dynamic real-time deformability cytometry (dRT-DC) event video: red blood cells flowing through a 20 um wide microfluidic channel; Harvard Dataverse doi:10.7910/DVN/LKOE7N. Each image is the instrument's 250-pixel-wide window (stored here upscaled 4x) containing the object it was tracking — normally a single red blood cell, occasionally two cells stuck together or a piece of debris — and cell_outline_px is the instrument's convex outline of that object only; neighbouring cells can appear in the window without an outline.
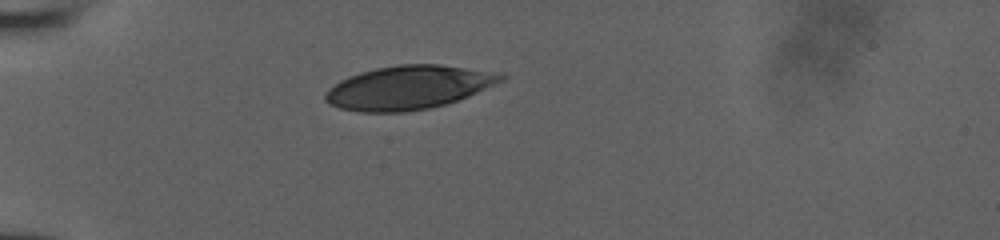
{"species": "human", "species_latin": "Homo sapiens", "temperature_condition": "room temperature", "stored_images_in_passage": 30, "camera_frame_rate_fps": 3000, "um_per_image_px": 0.085, "donor": {"sex": "male"}, "frame": {"image": 1, "passage_image": 1, "time_ms": 0.0, "image_size_px": [1000, 240], "cell_outline_px": [[508, 76], [504, 80], [468, 96], [444, 104], [428, 108], [404, 112], [360, 112], [340, 108], [328, 104], [324, 100], [324, 96], [328, 88], [340, 80], [348, 76], [360, 72], [376, 68], [396, 64], [436, 64], [504, 72]], "centroid_in_image_um": [34.73, 7.42], "position_along_channel_um": 50.3, "area_um2": 44.91}}
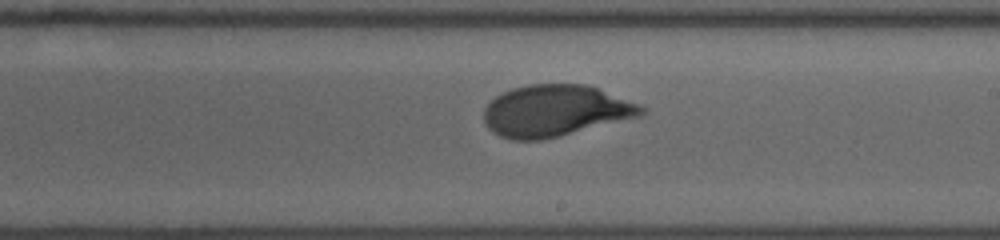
{"frame": {"image": 2, "passage_image": 17, "time_ms": 5.333, "image_size_px": [1000, 240], "cell_outline_px": [[644, 112], [640, 116], [540, 140], [512, 140], [500, 136], [488, 128], [484, 120], [484, 108], [496, 96], [512, 88], [528, 84], [584, 84], [596, 88], [640, 104], [644, 108]], "centroid_in_image_um": [47.16, 9.41], "position_along_channel_um": 241.8, "area_um2": 46.64}}
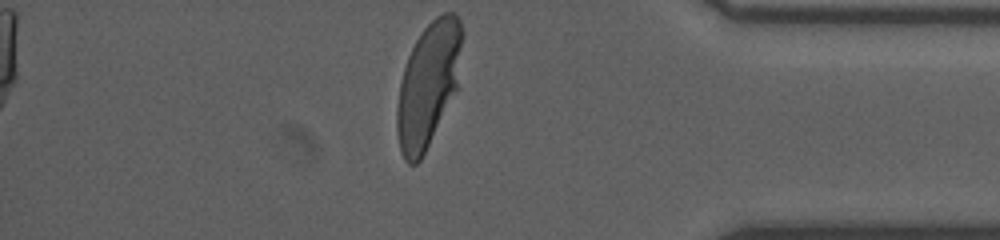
{"frame": {"image": 3, "passage_image": 30, "time_ms": 9.667, "image_size_px": [1000, 240], "cell_outline_px": [[464, 32], [460, 88], [420, 160], [416, 164], [408, 164], [404, 160], [400, 152], [396, 132], [396, 108], [400, 84], [404, 68], [408, 56], [416, 40], [424, 28], [436, 16], [444, 12], [456, 12], [460, 20]], "centroid_in_image_um": [36.46, 7.17], "position_along_channel_um": 398.7, "area_um2": 48.55}}